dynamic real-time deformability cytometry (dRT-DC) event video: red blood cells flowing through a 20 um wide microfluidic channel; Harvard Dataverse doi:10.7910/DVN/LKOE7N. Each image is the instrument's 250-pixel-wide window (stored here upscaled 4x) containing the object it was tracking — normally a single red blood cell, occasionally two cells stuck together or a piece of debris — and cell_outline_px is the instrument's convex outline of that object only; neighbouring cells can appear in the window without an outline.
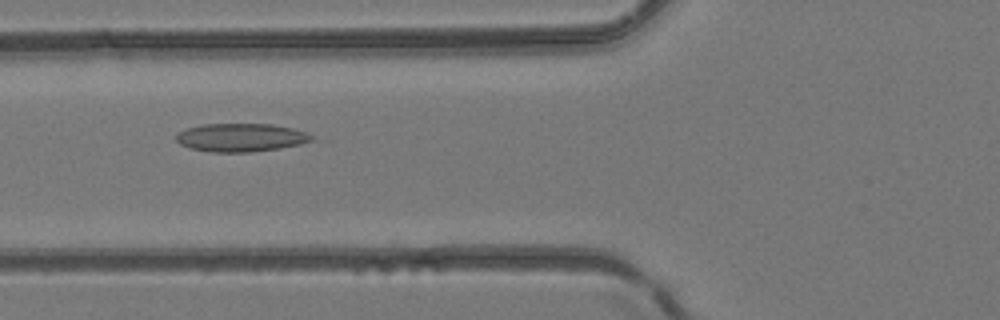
{"species": "common noctule bat (a hibernating species)", "species_latin": "Nyctalus noctula", "temperature_condition": "room temperature", "stored_images_in_passage": 32, "camera_frame_rate_fps": 3000, "um_per_image_px": 0.085, "animal": {"sex": "female", "body_mass_g": 24.6, "forearm_length_mm": 56.2}, "frame": {"image": 1, "passage_image": 6, "time_ms": 1.667, "image_size_px": [1000, 320], "cell_outline_px": [[312, 140], [300, 144], [280, 148], [252, 152], [208, 152], [192, 148], [180, 144], [176, 140], [176, 132], [188, 128], [204, 124], [272, 124], [292, 128], [308, 132], [312, 136]], "centroid_in_image_um": [20.47, 11.69], "position_along_channel_um": 105.3, "area_um2": 22.31}}
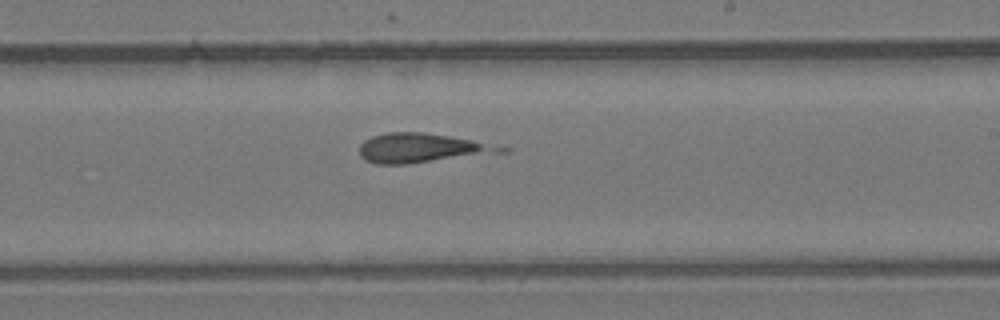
{"frame": {"image": 2, "passage_image": 16, "time_ms": 5.0, "image_size_px": [1000, 320], "cell_outline_px": [[512, 148], [508, 152], [408, 164], [376, 164], [364, 160], [360, 156], [360, 144], [364, 140], [372, 136], [388, 132], [424, 132], [472, 140]], "centroid_in_image_um": [35.86, 12.59], "position_along_channel_um": 253.1, "area_um2": 24.33}}
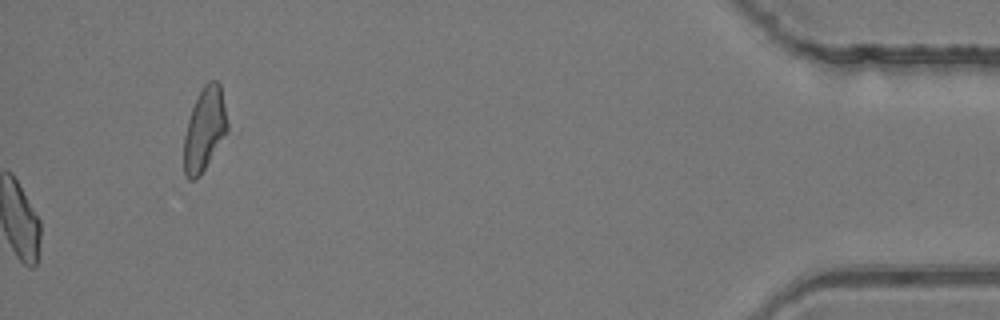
{"frame": {"image": 3, "passage_image": 32, "time_ms": 10.333, "image_size_px": [1000, 320], "cell_outline_px": [[228, 132], [200, 176], [196, 180], [188, 180], [184, 172], [184, 136], [188, 120], [192, 108], [204, 84], [208, 80], [216, 80], [220, 84], [228, 124]], "centroid_in_image_um": [17.39, 11.02], "position_along_channel_um": 417.8, "area_um2": 21.1}}